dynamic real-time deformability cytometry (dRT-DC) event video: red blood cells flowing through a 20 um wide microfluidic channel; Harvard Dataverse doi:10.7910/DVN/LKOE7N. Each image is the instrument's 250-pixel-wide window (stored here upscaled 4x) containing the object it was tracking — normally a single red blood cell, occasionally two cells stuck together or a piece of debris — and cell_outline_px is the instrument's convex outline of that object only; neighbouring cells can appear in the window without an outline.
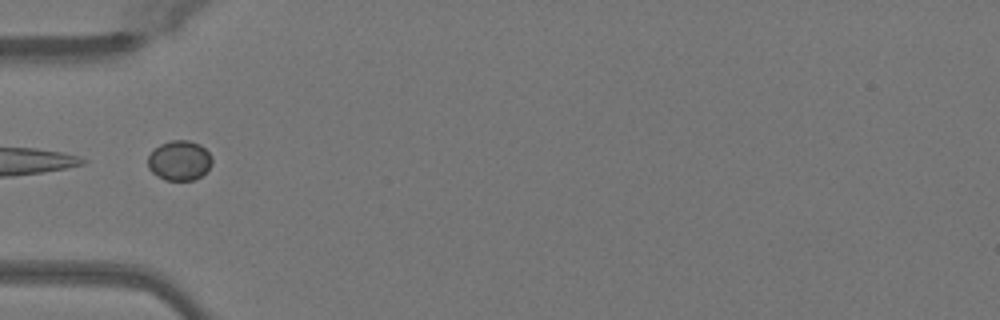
{"species": "Egyptian fruit bat (a non-hibernating species)", "species_latin": "Rousettus aegyptiacus", "temperature_condition": "warm", "stored_images_in_passage": 6, "camera_frame_rate_fps": 3000, "um_per_image_px": 0.085, "animal": {"sex": "female"}, "frame": {"image": 1, "passage_image": 1, "time_ms": 0.0, "image_size_px": [1000, 320], "cell_outline_px": [[212, 164], [200, 176], [192, 180], [164, 180], [156, 176], [148, 168], [148, 156], [160, 144], [172, 140], [188, 140], [200, 144], [212, 156]], "centroid_in_image_um": [15.24, 13.64], "position_along_channel_um": 69.8, "area_um2": 14.85}}